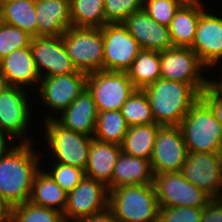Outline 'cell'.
I'll list each match as a JSON object with an SVG mask.
<instances>
[{
	"mask_svg": "<svg viewBox=\"0 0 222 222\" xmlns=\"http://www.w3.org/2000/svg\"><path fill=\"white\" fill-rule=\"evenodd\" d=\"M39 155L33 143H17L0 157V197L12 208L29 201L34 177L43 168Z\"/></svg>",
	"mask_w": 222,
	"mask_h": 222,
	"instance_id": "1",
	"label": "cell"
},
{
	"mask_svg": "<svg viewBox=\"0 0 222 222\" xmlns=\"http://www.w3.org/2000/svg\"><path fill=\"white\" fill-rule=\"evenodd\" d=\"M146 94L156 124L179 126L201 93L187 83L160 78L142 89Z\"/></svg>",
	"mask_w": 222,
	"mask_h": 222,
	"instance_id": "2",
	"label": "cell"
},
{
	"mask_svg": "<svg viewBox=\"0 0 222 222\" xmlns=\"http://www.w3.org/2000/svg\"><path fill=\"white\" fill-rule=\"evenodd\" d=\"M108 207L118 222H158L160 207L153 183L109 190Z\"/></svg>",
	"mask_w": 222,
	"mask_h": 222,
	"instance_id": "3",
	"label": "cell"
},
{
	"mask_svg": "<svg viewBox=\"0 0 222 222\" xmlns=\"http://www.w3.org/2000/svg\"><path fill=\"white\" fill-rule=\"evenodd\" d=\"M188 152L222 153V125L200 98L179 124Z\"/></svg>",
	"mask_w": 222,
	"mask_h": 222,
	"instance_id": "4",
	"label": "cell"
},
{
	"mask_svg": "<svg viewBox=\"0 0 222 222\" xmlns=\"http://www.w3.org/2000/svg\"><path fill=\"white\" fill-rule=\"evenodd\" d=\"M62 39L77 71L90 74L104 70L102 28L70 27Z\"/></svg>",
	"mask_w": 222,
	"mask_h": 222,
	"instance_id": "5",
	"label": "cell"
},
{
	"mask_svg": "<svg viewBox=\"0 0 222 222\" xmlns=\"http://www.w3.org/2000/svg\"><path fill=\"white\" fill-rule=\"evenodd\" d=\"M45 126L43 139L52 150L57 163L85 169L93 137L71 131L60 125L54 118L42 121Z\"/></svg>",
	"mask_w": 222,
	"mask_h": 222,
	"instance_id": "6",
	"label": "cell"
},
{
	"mask_svg": "<svg viewBox=\"0 0 222 222\" xmlns=\"http://www.w3.org/2000/svg\"><path fill=\"white\" fill-rule=\"evenodd\" d=\"M159 58L162 79L190 84L200 93L210 84L209 77L204 75L210 70L191 48L173 47L159 52Z\"/></svg>",
	"mask_w": 222,
	"mask_h": 222,
	"instance_id": "7",
	"label": "cell"
},
{
	"mask_svg": "<svg viewBox=\"0 0 222 222\" xmlns=\"http://www.w3.org/2000/svg\"><path fill=\"white\" fill-rule=\"evenodd\" d=\"M86 88L92 94L98 112L121 110L136 90L126 72L107 70L87 74Z\"/></svg>",
	"mask_w": 222,
	"mask_h": 222,
	"instance_id": "8",
	"label": "cell"
},
{
	"mask_svg": "<svg viewBox=\"0 0 222 222\" xmlns=\"http://www.w3.org/2000/svg\"><path fill=\"white\" fill-rule=\"evenodd\" d=\"M29 97V90L15 86H8L0 94V129L14 141L18 139L17 143L34 141L27 134L30 118H33Z\"/></svg>",
	"mask_w": 222,
	"mask_h": 222,
	"instance_id": "9",
	"label": "cell"
},
{
	"mask_svg": "<svg viewBox=\"0 0 222 222\" xmlns=\"http://www.w3.org/2000/svg\"><path fill=\"white\" fill-rule=\"evenodd\" d=\"M159 207L204 208L212 198L185 179L181 172L154 175Z\"/></svg>",
	"mask_w": 222,
	"mask_h": 222,
	"instance_id": "10",
	"label": "cell"
},
{
	"mask_svg": "<svg viewBox=\"0 0 222 222\" xmlns=\"http://www.w3.org/2000/svg\"><path fill=\"white\" fill-rule=\"evenodd\" d=\"M188 149L179 126H161L155 137L151 155L153 175L181 172Z\"/></svg>",
	"mask_w": 222,
	"mask_h": 222,
	"instance_id": "11",
	"label": "cell"
},
{
	"mask_svg": "<svg viewBox=\"0 0 222 222\" xmlns=\"http://www.w3.org/2000/svg\"><path fill=\"white\" fill-rule=\"evenodd\" d=\"M181 173L212 199L222 198V153L188 152Z\"/></svg>",
	"mask_w": 222,
	"mask_h": 222,
	"instance_id": "12",
	"label": "cell"
},
{
	"mask_svg": "<svg viewBox=\"0 0 222 222\" xmlns=\"http://www.w3.org/2000/svg\"><path fill=\"white\" fill-rule=\"evenodd\" d=\"M87 74L77 71L67 75L41 78L38 88H31L34 96L39 95L42 104L52 112L60 114L86 88ZM36 89V90H35ZM54 110V111H53Z\"/></svg>",
	"mask_w": 222,
	"mask_h": 222,
	"instance_id": "13",
	"label": "cell"
},
{
	"mask_svg": "<svg viewBox=\"0 0 222 222\" xmlns=\"http://www.w3.org/2000/svg\"><path fill=\"white\" fill-rule=\"evenodd\" d=\"M104 40V70L126 72L142 50L122 23H107L102 27Z\"/></svg>",
	"mask_w": 222,
	"mask_h": 222,
	"instance_id": "14",
	"label": "cell"
},
{
	"mask_svg": "<svg viewBox=\"0 0 222 222\" xmlns=\"http://www.w3.org/2000/svg\"><path fill=\"white\" fill-rule=\"evenodd\" d=\"M109 190L95 179L84 177L76 188L67 193L63 219L78 221L108 208Z\"/></svg>",
	"mask_w": 222,
	"mask_h": 222,
	"instance_id": "15",
	"label": "cell"
},
{
	"mask_svg": "<svg viewBox=\"0 0 222 222\" xmlns=\"http://www.w3.org/2000/svg\"><path fill=\"white\" fill-rule=\"evenodd\" d=\"M30 48L41 78L77 72L66 52L62 36L34 37Z\"/></svg>",
	"mask_w": 222,
	"mask_h": 222,
	"instance_id": "16",
	"label": "cell"
},
{
	"mask_svg": "<svg viewBox=\"0 0 222 222\" xmlns=\"http://www.w3.org/2000/svg\"><path fill=\"white\" fill-rule=\"evenodd\" d=\"M190 48L208 69H212L218 62L221 65L222 16L210 14L205 10L200 15L195 39Z\"/></svg>",
	"mask_w": 222,
	"mask_h": 222,
	"instance_id": "17",
	"label": "cell"
},
{
	"mask_svg": "<svg viewBox=\"0 0 222 222\" xmlns=\"http://www.w3.org/2000/svg\"><path fill=\"white\" fill-rule=\"evenodd\" d=\"M122 24L141 49L162 52L174 47L169 27L157 23L144 9L133 12Z\"/></svg>",
	"mask_w": 222,
	"mask_h": 222,
	"instance_id": "18",
	"label": "cell"
},
{
	"mask_svg": "<svg viewBox=\"0 0 222 222\" xmlns=\"http://www.w3.org/2000/svg\"><path fill=\"white\" fill-rule=\"evenodd\" d=\"M98 113L92 94L85 88L69 107L59 114V117L58 114L55 117L46 113L43 121L54 118L60 125L71 131L93 137Z\"/></svg>",
	"mask_w": 222,
	"mask_h": 222,
	"instance_id": "19",
	"label": "cell"
},
{
	"mask_svg": "<svg viewBox=\"0 0 222 222\" xmlns=\"http://www.w3.org/2000/svg\"><path fill=\"white\" fill-rule=\"evenodd\" d=\"M0 72L8 86L30 90L31 86L34 85L38 88L37 85L41 80L30 47L16 49L7 57L1 59Z\"/></svg>",
	"mask_w": 222,
	"mask_h": 222,
	"instance_id": "20",
	"label": "cell"
},
{
	"mask_svg": "<svg viewBox=\"0 0 222 222\" xmlns=\"http://www.w3.org/2000/svg\"><path fill=\"white\" fill-rule=\"evenodd\" d=\"M37 37L62 36L72 27L70 0H35Z\"/></svg>",
	"mask_w": 222,
	"mask_h": 222,
	"instance_id": "21",
	"label": "cell"
},
{
	"mask_svg": "<svg viewBox=\"0 0 222 222\" xmlns=\"http://www.w3.org/2000/svg\"><path fill=\"white\" fill-rule=\"evenodd\" d=\"M203 0L183 3L176 11L169 27L174 47H191L197 30L200 15L206 10Z\"/></svg>",
	"mask_w": 222,
	"mask_h": 222,
	"instance_id": "22",
	"label": "cell"
},
{
	"mask_svg": "<svg viewBox=\"0 0 222 222\" xmlns=\"http://www.w3.org/2000/svg\"><path fill=\"white\" fill-rule=\"evenodd\" d=\"M121 152L119 145L93 139L84 169L86 177L100 181L107 186L112 180L114 167Z\"/></svg>",
	"mask_w": 222,
	"mask_h": 222,
	"instance_id": "23",
	"label": "cell"
},
{
	"mask_svg": "<svg viewBox=\"0 0 222 222\" xmlns=\"http://www.w3.org/2000/svg\"><path fill=\"white\" fill-rule=\"evenodd\" d=\"M154 175L150 160L120 153L108 190L121 186L152 184Z\"/></svg>",
	"mask_w": 222,
	"mask_h": 222,
	"instance_id": "24",
	"label": "cell"
},
{
	"mask_svg": "<svg viewBox=\"0 0 222 222\" xmlns=\"http://www.w3.org/2000/svg\"><path fill=\"white\" fill-rule=\"evenodd\" d=\"M44 170V168L40 169L34 177L29 201L34 205L50 208L63 214L67 193Z\"/></svg>",
	"mask_w": 222,
	"mask_h": 222,
	"instance_id": "25",
	"label": "cell"
},
{
	"mask_svg": "<svg viewBox=\"0 0 222 222\" xmlns=\"http://www.w3.org/2000/svg\"><path fill=\"white\" fill-rule=\"evenodd\" d=\"M35 0H1L0 21L37 37Z\"/></svg>",
	"mask_w": 222,
	"mask_h": 222,
	"instance_id": "26",
	"label": "cell"
},
{
	"mask_svg": "<svg viewBox=\"0 0 222 222\" xmlns=\"http://www.w3.org/2000/svg\"><path fill=\"white\" fill-rule=\"evenodd\" d=\"M159 124L135 125L128 128L123 143L122 152L133 157L151 160L155 137Z\"/></svg>",
	"mask_w": 222,
	"mask_h": 222,
	"instance_id": "27",
	"label": "cell"
},
{
	"mask_svg": "<svg viewBox=\"0 0 222 222\" xmlns=\"http://www.w3.org/2000/svg\"><path fill=\"white\" fill-rule=\"evenodd\" d=\"M136 89H143L161 78L159 52L142 49L126 71Z\"/></svg>",
	"mask_w": 222,
	"mask_h": 222,
	"instance_id": "28",
	"label": "cell"
},
{
	"mask_svg": "<svg viewBox=\"0 0 222 222\" xmlns=\"http://www.w3.org/2000/svg\"><path fill=\"white\" fill-rule=\"evenodd\" d=\"M128 128L121 110L99 112L93 139L121 146Z\"/></svg>",
	"mask_w": 222,
	"mask_h": 222,
	"instance_id": "29",
	"label": "cell"
},
{
	"mask_svg": "<svg viewBox=\"0 0 222 222\" xmlns=\"http://www.w3.org/2000/svg\"><path fill=\"white\" fill-rule=\"evenodd\" d=\"M70 15L72 27L102 28L104 0H70Z\"/></svg>",
	"mask_w": 222,
	"mask_h": 222,
	"instance_id": "30",
	"label": "cell"
},
{
	"mask_svg": "<svg viewBox=\"0 0 222 222\" xmlns=\"http://www.w3.org/2000/svg\"><path fill=\"white\" fill-rule=\"evenodd\" d=\"M121 113L129 127L156 123L149 100L141 89L132 93L122 106Z\"/></svg>",
	"mask_w": 222,
	"mask_h": 222,
	"instance_id": "31",
	"label": "cell"
},
{
	"mask_svg": "<svg viewBox=\"0 0 222 222\" xmlns=\"http://www.w3.org/2000/svg\"><path fill=\"white\" fill-rule=\"evenodd\" d=\"M63 214L30 201L12 208L10 222H62Z\"/></svg>",
	"mask_w": 222,
	"mask_h": 222,
	"instance_id": "32",
	"label": "cell"
},
{
	"mask_svg": "<svg viewBox=\"0 0 222 222\" xmlns=\"http://www.w3.org/2000/svg\"><path fill=\"white\" fill-rule=\"evenodd\" d=\"M32 38L18 27L0 21V60L16 49L30 47Z\"/></svg>",
	"mask_w": 222,
	"mask_h": 222,
	"instance_id": "33",
	"label": "cell"
},
{
	"mask_svg": "<svg viewBox=\"0 0 222 222\" xmlns=\"http://www.w3.org/2000/svg\"><path fill=\"white\" fill-rule=\"evenodd\" d=\"M144 0H104L105 25L123 23L133 12L143 9Z\"/></svg>",
	"mask_w": 222,
	"mask_h": 222,
	"instance_id": "34",
	"label": "cell"
},
{
	"mask_svg": "<svg viewBox=\"0 0 222 222\" xmlns=\"http://www.w3.org/2000/svg\"><path fill=\"white\" fill-rule=\"evenodd\" d=\"M54 162L50 170L46 172L66 193L73 191L86 176L84 169Z\"/></svg>",
	"mask_w": 222,
	"mask_h": 222,
	"instance_id": "35",
	"label": "cell"
},
{
	"mask_svg": "<svg viewBox=\"0 0 222 222\" xmlns=\"http://www.w3.org/2000/svg\"><path fill=\"white\" fill-rule=\"evenodd\" d=\"M182 4L180 0H144L143 9L157 23L169 26Z\"/></svg>",
	"mask_w": 222,
	"mask_h": 222,
	"instance_id": "36",
	"label": "cell"
},
{
	"mask_svg": "<svg viewBox=\"0 0 222 222\" xmlns=\"http://www.w3.org/2000/svg\"><path fill=\"white\" fill-rule=\"evenodd\" d=\"M203 208L160 207L158 222H201Z\"/></svg>",
	"mask_w": 222,
	"mask_h": 222,
	"instance_id": "37",
	"label": "cell"
},
{
	"mask_svg": "<svg viewBox=\"0 0 222 222\" xmlns=\"http://www.w3.org/2000/svg\"><path fill=\"white\" fill-rule=\"evenodd\" d=\"M201 98L208 104L216 120L222 125V95L209 84L201 92Z\"/></svg>",
	"mask_w": 222,
	"mask_h": 222,
	"instance_id": "38",
	"label": "cell"
},
{
	"mask_svg": "<svg viewBox=\"0 0 222 222\" xmlns=\"http://www.w3.org/2000/svg\"><path fill=\"white\" fill-rule=\"evenodd\" d=\"M201 222H222V198L212 199L203 208Z\"/></svg>",
	"mask_w": 222,
	"mask_h": 222,
	"instance_id": "39",
	"label": "cell"
},
{
	"mask_svg": "<svg viewBox=\"0 0 222 222\" xmlns=\"http://www.w3.org/2000/svg\"><path fill=\"white\" fill-rule=\"evenodd\" d=\"M78 222H118V220L115 218L113 212L108 207L105 210L94 213L89 217L81 218L78 220Z\"/></svg>",
	"mask_w": 222,
	"mask_h": 222,
	"instance_id": "40",
	"label": "cell"
},
{
	"mask_svg": "<svg viewBox=\"0 0 222 222\" xmlns=\"http://www.w3.org/2000/svg\"><path fill=\"white\" fill-rule=\"evenodd\" d=\"M10 143L12 145H10ZM16 144L17 143L14 141V139L0 129V157L6 155L12 148L15 147Z\"/></svg>",
	"mask_w": 222,
	"mask_h": 222,
	"instance_id": "41",
	"label": "cell"
},
{
	"mask_svg": "<svg viewBox=\"0 0 222 222\" xmlns=\"http://www.w3.org/2000/svg\"><path fill=\"white\" fill-rule=\"evenodd\" d=\"M12 207L0 197V222H10Z\"/></svg>",
	"mask_w": 222,
	"mask_h": 222,
	"instance_id": "42",
	"label": "cell"
},
{
	"mask_svg": "<svg viewBox=\"0 0 222 222\" xmlns=\"http://www.w3.org/2000/svg\"><path fill=\"white\" fill-rule=\"evenodd\" d=\"M221 73V74H220ZM220 74V78H217L215 80H211L210 78V85L218 92L222 95V69L221 72H219ZM219 79V80H218Z\"/></svg>",
	"mask_w": 222,
	"mask_h": 222,
	"instance_id": "43",
	"label": "cell"
},
{
	"mask_svg": "<svg viewBox=\"0 0 222 222\" xmlns=\"http://www.w3.org/2000/svg\"><path fill=\"white\" fill-rule=\"evenodd\" d=\"M8 87V84L4 78V76L0 72V94Z\"/></svg>",
	"mask_w": 222,
	"mask_h": 222,
	"instance_id": "44",
	"label": "cell"
},
{
	"mask_svg": "<svg viewBox=\"0 0 222 222\" xmlns=\"http://www.w3.org/2000/svg\"><path fill=\"white\" fill-rule=\"evenodd\" d=\"M181 2L183 3H192V2H195V1H198V0H180Z\"/></svg>",
	"mask_w": 222,
	"mask_h": 222,
	"instance_id": "45",
	"label": "cell"
},
{
	"mask_svg": "<svg viewBox=\"0 0 222 222\" xmlns=\"http://www.w3.org/2000/svg\"><path fill=\"white\" fill-rule=\"evenodd\" d=\"M62 222H78V221H69V220H64Z\"/></svg>",
	"mask_w": 222,
	"mask_h": 222,
	"instance_id": "46",
	"label": "cell"
}]
</instances>
